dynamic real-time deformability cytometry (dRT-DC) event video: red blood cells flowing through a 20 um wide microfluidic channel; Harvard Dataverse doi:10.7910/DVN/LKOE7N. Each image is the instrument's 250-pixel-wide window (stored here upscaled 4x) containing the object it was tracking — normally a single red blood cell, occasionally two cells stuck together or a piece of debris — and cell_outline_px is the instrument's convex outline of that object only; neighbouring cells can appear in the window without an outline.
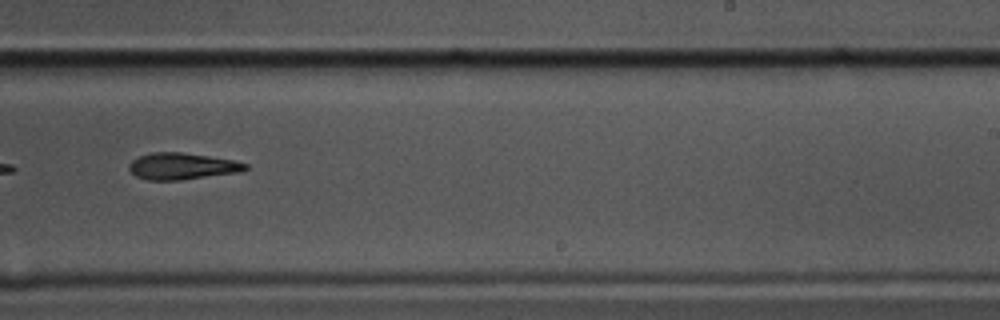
{"species": "common noctule bat (a hibernating species)", "species_latin": "Nyctalus noctula", "temperature_condition": "cold", "stored_images_in_passage": 48, "segment_of_instrument_passage": [2, 2], "camera_frame_rate_fps": 3000, "um_per_image_px": 0.085, "animal": {"sex": "male", "body_mass_g": 17.5, "forearm_length_mm": 52.3}, "frame": {"image": 1, "passage_image": 28, "time_ms": 9.0, "image_size_px": [1000, 320], "cell_outline_px": [[248, 168], [240, 172], [180, 180], [148, 180], [136, 176], [128, 168], [128, 164], [132, 160], [140, 156], [152, 152], [180, 152], [208, 156], [232, 160], [248, 164]], "centroid_in_image_um": [15.46, 14.13], "position_along_channel_um": 273.5, "area_um2": 17.92}}
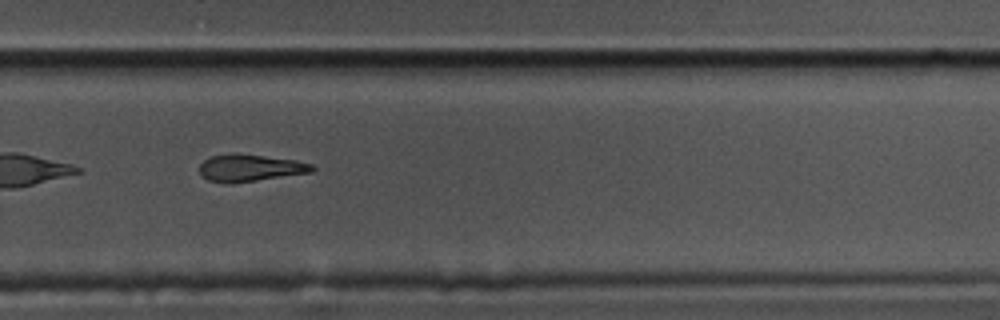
{"frame": {"image": 2, "passage_image": 31, "time_ms": 10.0, "image_size_px": [1000, 320], "cell_outline_px": [[316, 168], [312, 172], [232, 184], [224, 184], [208, 180], [200, 176], [200, 164], [204, 160], [212, 156], [228, 152], [236, 152], [296, 160], [312, 164]], "centroid_in_image_um": [21.22, 14.27], "position_along_channel_um": 308.6, "area_um2": 18.21}}